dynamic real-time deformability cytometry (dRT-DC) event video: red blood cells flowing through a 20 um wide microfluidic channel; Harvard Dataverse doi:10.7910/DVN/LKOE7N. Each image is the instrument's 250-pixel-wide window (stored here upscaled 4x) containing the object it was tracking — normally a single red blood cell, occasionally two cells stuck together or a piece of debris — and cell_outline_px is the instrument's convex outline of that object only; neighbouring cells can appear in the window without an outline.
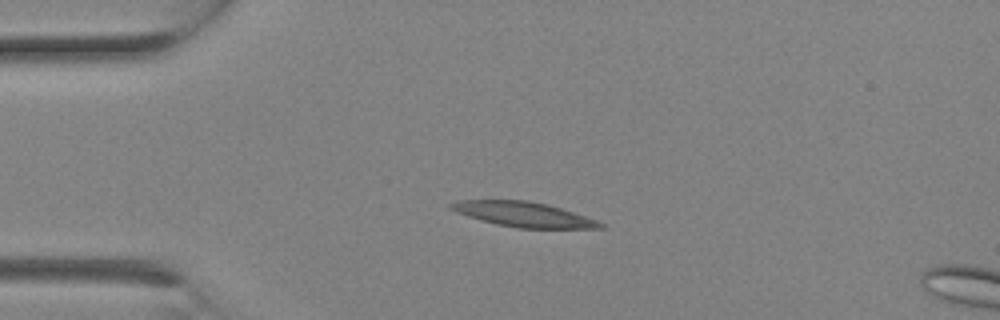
{"species": "Egyptian fruit bat (a non-hibernating species)", "species_latin": "Rousettus aegyptiacus", "temperature_condition": "room temperature", "stored_images_in_passage": 2, "camera_frame_rate_fps": 3000, "um_per_image_px": 0.085, "animal": {"sex": "female"}, "frame": {"image": 1, "passage_image": 1, "time_ms": 0.0, "image_size_px": [1000, 320], "cell_outline_px": [[604, 228], [516, 228], [496, 224], [468, 216], [456, 212], [448, 208], [448, 204], [456, 200], [528, 200], [548, 204], [596, 220], [604, 224]], "centroid_in_image_um": [44.45, 18.21], "position_along_channel_um": 40.6, "area_um2": 21.56}}